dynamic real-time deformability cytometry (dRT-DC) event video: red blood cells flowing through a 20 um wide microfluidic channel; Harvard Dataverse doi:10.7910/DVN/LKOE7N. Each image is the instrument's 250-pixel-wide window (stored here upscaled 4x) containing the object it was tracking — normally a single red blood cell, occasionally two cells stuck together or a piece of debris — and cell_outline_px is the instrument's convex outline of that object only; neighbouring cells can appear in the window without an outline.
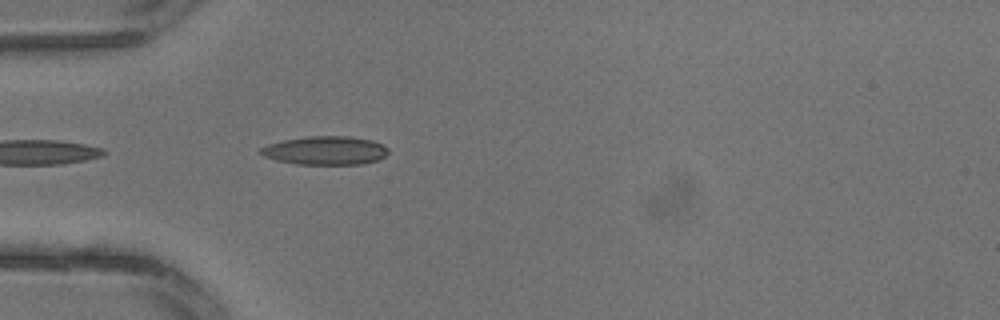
{"species": "common noctule bat (a hibernating species)", "species_latin": "Nyctalus noctula", "temperature_condition": "warm", "stored_images_in_passage": 3, "segment_of_instrument_passage": [2, 2], "camera_frame_rate_fps": 3000, "um_per_image_px": 0.085, "animal": {"sex": "male", "body_mass_g": 13.3}, "frame": {"image": 1, "passage_image": 3, "time_ms": 0.667, "image_size_px": [1000, 320], "cell_outline_px": [[388, 152], [380, 160], [364, 164], [296, 164], [276, 160], [264, 156], [256, 152], [260, 148], [268, 144], [284, 140], [308, 136], [348, 136], [372, 140], [388, 148]], "centroid_in_image_um": [27.64, 12.8], "position_along_channel_um": 57.4, "area_um2": 21.33}}